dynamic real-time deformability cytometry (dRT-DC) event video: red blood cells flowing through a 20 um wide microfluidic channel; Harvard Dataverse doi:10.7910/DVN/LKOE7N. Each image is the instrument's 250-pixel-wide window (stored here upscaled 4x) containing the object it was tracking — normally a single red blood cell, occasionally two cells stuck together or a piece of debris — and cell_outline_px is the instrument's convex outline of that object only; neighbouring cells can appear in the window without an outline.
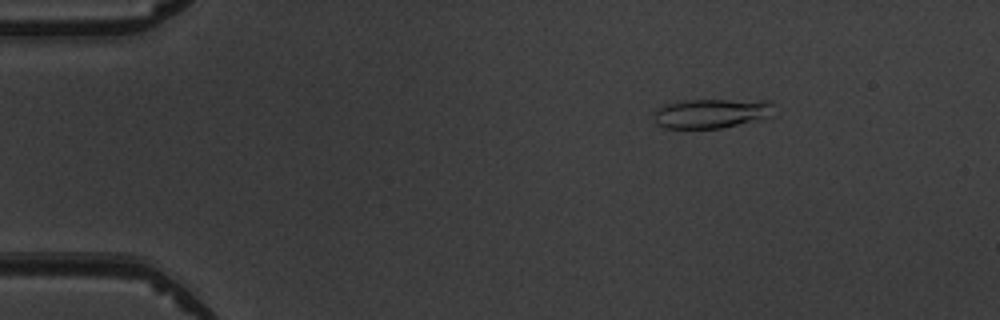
{"species": "common noctule bat (a hibernating species)", "species_latin": "Nyctalus noctula", "temperature_condition": "warm", "stored_images_in_passage": 5, "camera_frame_rate_fps": 3000, "um_per_image_px": 0.085, "animal": {"sex": "male", "body_mass_g": 19.5, "forearm_length_mm": 54.6}, "frame": {"image": 1, "passage_image": 3, "time_ms": 2.333, "image_size_px": [1000, 320], "cell_outline_px": [[772, 116], [720, 128], [664, 128], [656, 124], [652, 116], [656, 108], [664, 104], [684, 100], [772, 100]], "centroid_in_image_um": [60.41, 9.62], "position_along_channel_um": 24.6, "area_um2": 20.69}}